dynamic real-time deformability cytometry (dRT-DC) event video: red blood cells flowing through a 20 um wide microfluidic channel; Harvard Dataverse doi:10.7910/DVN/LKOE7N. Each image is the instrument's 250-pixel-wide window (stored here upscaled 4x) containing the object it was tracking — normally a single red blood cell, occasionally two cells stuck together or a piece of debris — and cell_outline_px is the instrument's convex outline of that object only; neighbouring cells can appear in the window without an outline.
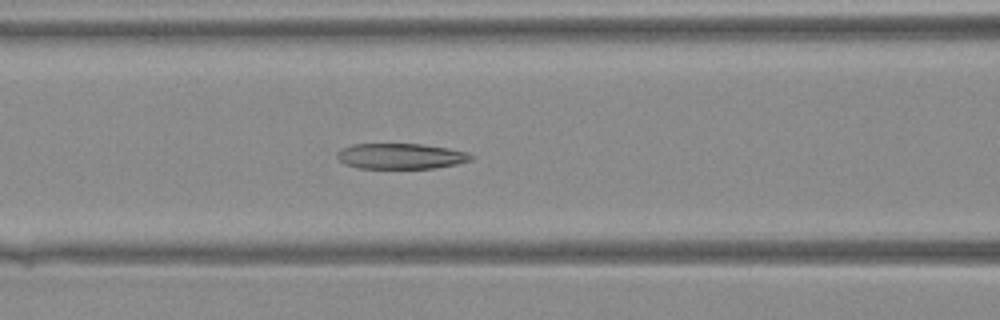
{"species": "Egyptian fruit bat (a non-hibernating species)", "species_latin": "Rousettus aegyptiacus", "temperature_condition": "warm", "stored_images_in_passage": 42, "camera_frame_rate_fps": 3000, "um_per_image_px": 0.085, "animal": {"sex": "female"}, "frame": {"image": 1, "passage_image": 18, "time_ms": 5.667, "image_size_px": [1000, 320], "cell_outline_px": [[476, 156], [472, 160], [456, 164], [436, 168], [360, 168], [344, 164], [336, 156], [336, 152], [340, 148], [352, 144], [424, 144], [448, 148], [468, 152]], "centroid_in_image_um": [34.08, 13.27], "position_along_channel_um": 132.5, "area_um2": 20.17}}
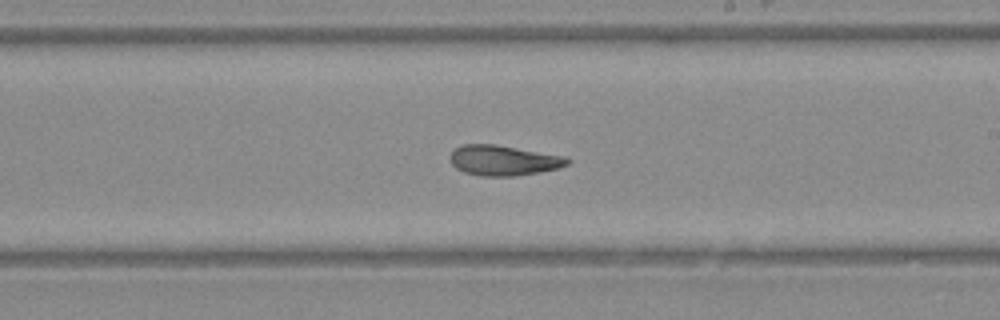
{"frame": {"image": 2, "passage_image": 25, "time_ms": 8.0, "image_size_px": [1000, 320], "cell_outline_px": [[568, 164], [556, 168], [540, 172], [512, 176], [480, 176], [464, 172], [456, 168], [452, 164], [448, 156], [456, 148], [464, 144], [496, 144], [568, 156]], "centroid_in_image_um": [42.78, 13.62], "position_along_channel_um": 246.2, "area_um2": 20.75}}
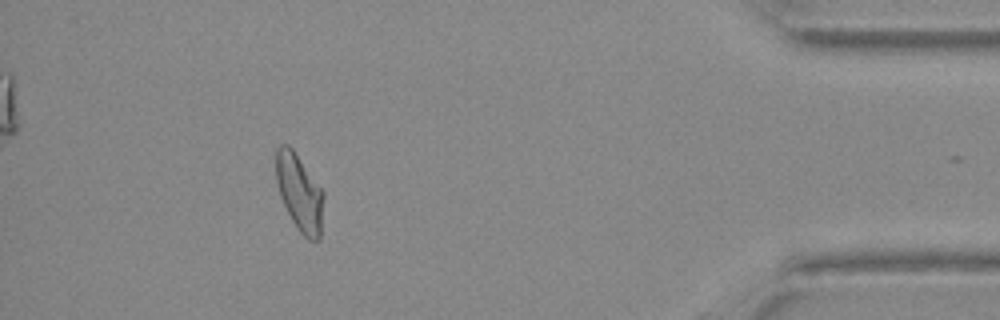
{"frame": {"image": 3, "passage_image": 38, "time_ms": 12.333, "image_size_px": [1000, 320], "cell_outline_px": [[324, 196], [320, 240], [308, 240], [300, 232], [292, 220], [280, 196], [276, 180], [276, 148], [280, 144], [288, 144], [292, 148], [324, 192]], "centroid_in_image_um": [25.46, 16.37], "position_along_channel_um": 409.7, "area_um2": 21.21}}